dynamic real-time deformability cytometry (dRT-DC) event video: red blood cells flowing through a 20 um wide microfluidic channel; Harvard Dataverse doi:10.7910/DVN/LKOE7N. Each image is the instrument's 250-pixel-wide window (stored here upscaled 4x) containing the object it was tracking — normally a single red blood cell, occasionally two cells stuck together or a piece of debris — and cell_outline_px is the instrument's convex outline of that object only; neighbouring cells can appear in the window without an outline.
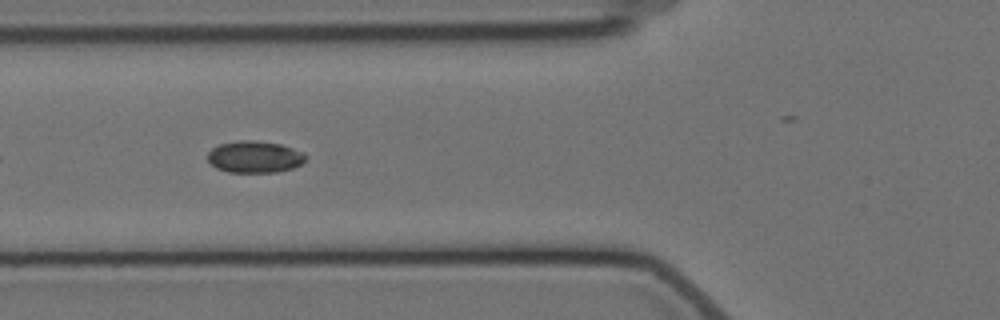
{"species": "Egyptian fruit bat (a non-hibernating species)", "species_latin": "Rousettus aegyptiacus", "temperature_condition": "cold", "stored_images_in_passage": 15, "camera_frame_rate_fps": 3000, "um_per_image_px": 0.085, "animal": {"sex": "female"}, "frame": {"image": 1, "passage_image": 5, "time_ms": 6.0, "image_size_px": [1000, 320], "cell_outline_px": [[308, 160], [292, 168], [276, 172], [228, 172], [216, 168], [208, 160], [208, 152], [212, 148], [220, 144], [240, 140], [256, 140], [280, 144], [304, 152], [308, 156]], "centroid_in_image_um": [21.67, 13.33], "position_along_channel_um": 104.1, "area_um2": 18.26}}
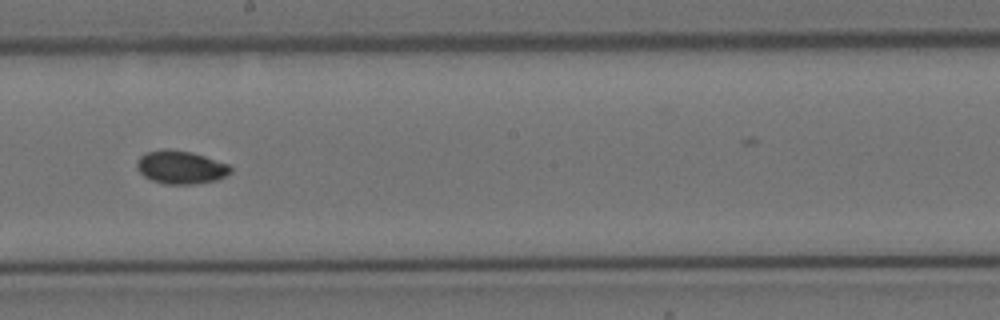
{"frame": {"image": 2, "passage_image": 8, "time_ms": 9.667, "image_size_px": [1000, 320], "cell_outline_px": [[232, 172], [216, 180], [192, 184], [164, 184], [152, 180], [144, 176], [136, 168], [136, 160], [140, 156], [148, 152], [168, 148], [192, 152], [228, 164], [232, 168]], "centroid_in_image_um": [15.34, 14.21], "position_along_channel_um": 232.9, "area_um2": 18.09}}
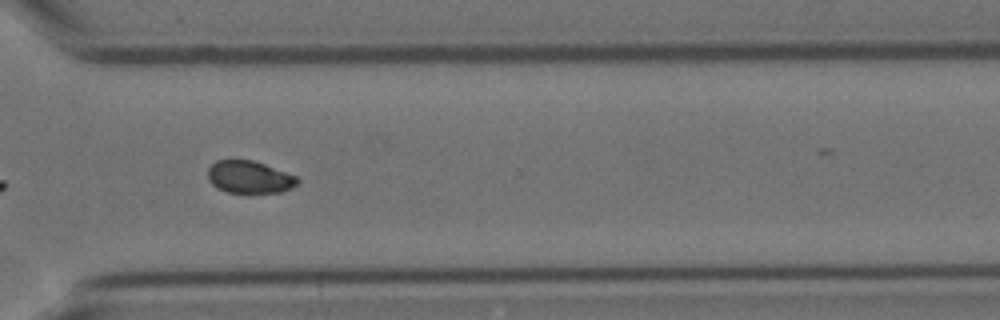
{"frame": {"image": 3, "passage_image": 11, "time_ms": 13.0, "image_size_px": [1000, 320], "cell_outline_px": [[300, 180], [292, 188], [280, 192], [228, 192], [216, 188], [208, 180], [208, 168], [216, 160], [252, 160], [264, 164], [296, 176]], "centroid_in_image_um": [21.18, 15.05], "position_along_channel_um": 349.4, "area_um2": 16.76}}